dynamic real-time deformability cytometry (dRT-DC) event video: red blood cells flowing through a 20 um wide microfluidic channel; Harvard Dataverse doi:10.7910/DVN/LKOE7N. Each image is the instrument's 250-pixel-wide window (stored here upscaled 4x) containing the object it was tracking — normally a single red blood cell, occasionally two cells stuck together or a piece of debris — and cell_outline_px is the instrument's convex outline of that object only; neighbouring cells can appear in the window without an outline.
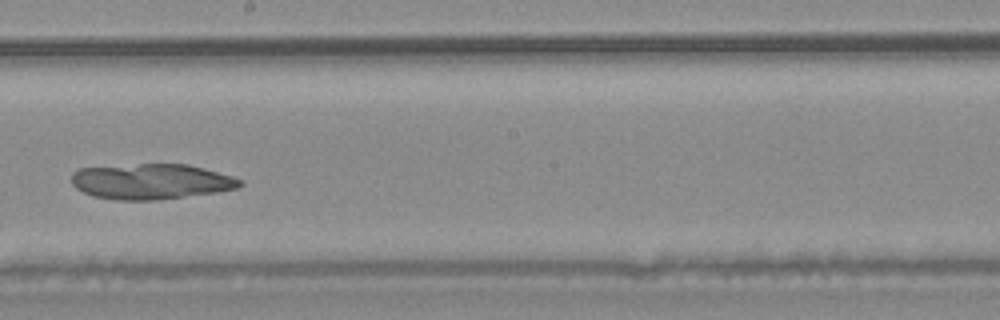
{"species": "common noctule bat (a hibernating species)", "species_latin": "Nyctalus noctula", "temperature_condition": "warm", "stored_images_in_passage": 48, "camera_frame_rate_fps": 3000, "um_per_image_px": 0.085, "animal": {"sex": "male", "body_mass_g": 20.4}, "frame": {"image": 1, "passage_image": 26, "time_ms": 8.333, "image_size_px": [1000, 320], "cell_outline_px": [[244, 184], [236, 188], [216, 192], [156, 200], [116, 200], [92, 196], [76, 188], [72, 184], [72, 172], [80, 168], [140, 164], [188, 164], [204, 168], [232, 176], [244, 180]], "centroid_in_image_um": [12.85, 15.43], "position_along_channel_um": 235.3, "area_um2": 34.8}}